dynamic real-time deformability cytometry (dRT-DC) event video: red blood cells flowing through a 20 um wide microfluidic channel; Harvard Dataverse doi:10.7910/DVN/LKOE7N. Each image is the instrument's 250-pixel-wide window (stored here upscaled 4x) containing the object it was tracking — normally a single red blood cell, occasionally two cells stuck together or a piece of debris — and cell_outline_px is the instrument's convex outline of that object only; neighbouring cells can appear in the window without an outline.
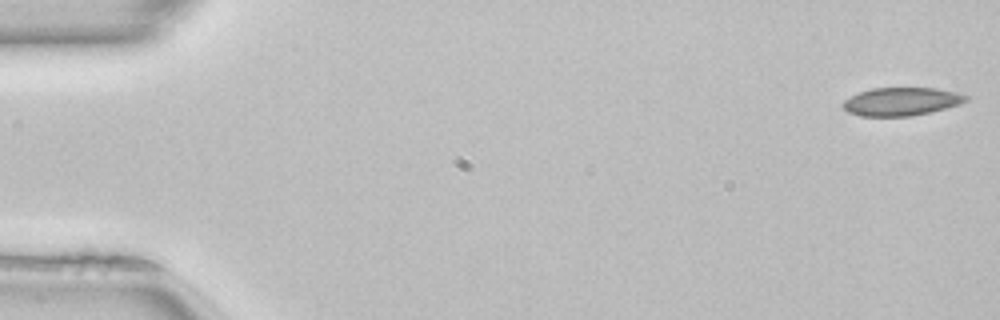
{"species": "common noctule bat (a hibernating species)", "species_latin": "Nyctalus noctula", "temperature_condition": "room temperature", "stored_images_in_passage": 12, "camera_frame_rate_fps": 3000, "um_per_image_px": 0.085, "animal": {"sex": "female", "body_mass_g": 22.7, "forearm_length_mm": 54.2}, "frame": {"image": 1, "passage_image": 1, "time_ms": 0.0, "image_size_px": [1000, 320], "cell_outline_px": [[972, 96], [968, 100], [960, 104], [912, 116], [864, 116], [848, 112], [840, 104], [844, 100], [860, 92], [872, 88], [936, 88], [956, 92]], "centroid_in_image_um": [76.64, 8.62], "position_along_channel_um": 8.4, "area_um2": 20.11}}